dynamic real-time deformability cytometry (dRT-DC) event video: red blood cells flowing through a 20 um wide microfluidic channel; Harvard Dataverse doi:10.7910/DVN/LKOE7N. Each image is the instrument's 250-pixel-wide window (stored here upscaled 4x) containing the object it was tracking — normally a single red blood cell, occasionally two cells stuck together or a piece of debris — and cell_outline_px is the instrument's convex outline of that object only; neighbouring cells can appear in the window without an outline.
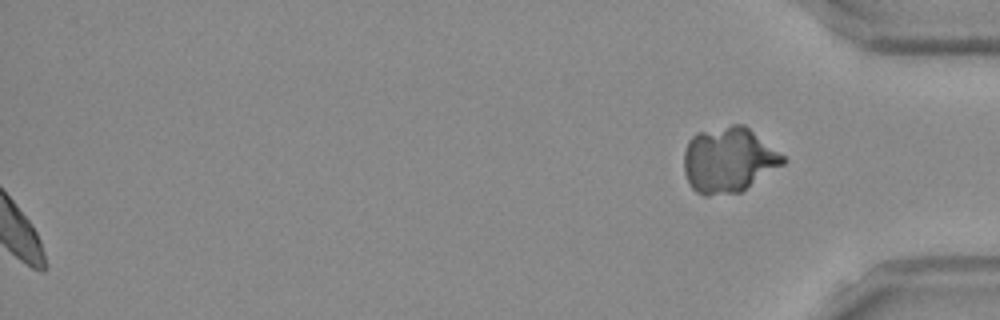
{"species": "Egyptian fruit bat (a non-hibernating species)", "species_latin": "Rousettus aegyptiacus", "temperature_condition": "room temperature", "stored_images_in_passage": 53, "segment_of_instrument_passage": [2, 2], "camera_frame_rate_fps": 3000, "um_per_image_px": 0.085, "frame": {"image": 1, "passage_image": 53, "time_ms": 17.333, "image_size_px": [1000, 320], "cell_outline_px": [[788, 160], [784, 164], [740, 192], [708, 196], [704, 196], [696, 192], [692, 188], [684, 172], [684, 152], [688, 140], [696, 132], [732, 124], [744, 124], [784, 156]], "centroid_in_image_um": [61.91, 13.58], "position_along_channel_um": 373.3, "area_um2": 37.74}}